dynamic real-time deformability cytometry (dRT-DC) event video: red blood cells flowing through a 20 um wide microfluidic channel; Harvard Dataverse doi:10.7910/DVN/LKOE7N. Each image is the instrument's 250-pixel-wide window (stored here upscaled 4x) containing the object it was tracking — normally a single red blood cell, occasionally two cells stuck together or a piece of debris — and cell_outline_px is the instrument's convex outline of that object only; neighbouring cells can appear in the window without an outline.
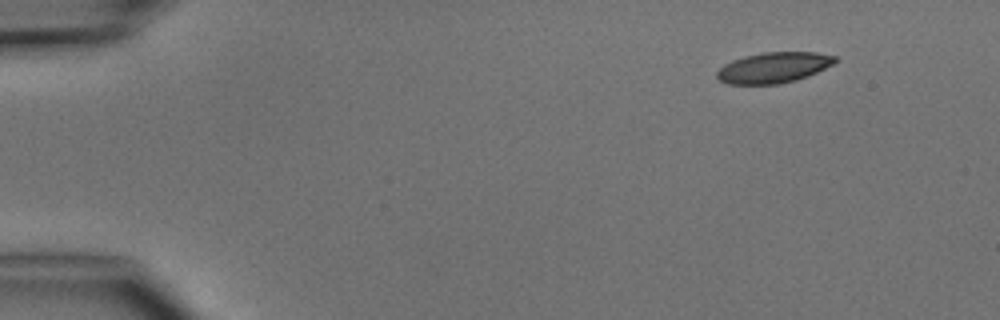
{"species": "common noctule bat (a hibernating species)", "species_latin": "Nyctalus noctula", "temperature_condition": "cold", "stored_images_in_passage": 6, "camera_frame_rate_fps": 3000, "um_per_image_px": 0.085, "animal": {"sex": "male", "body_mass_g": 15.6}, "frame": {"image": 1, "passage_image": 1, "time_ms": 0.0, "image_size_px": [1000, 320], "cell_outline_px": [[836, 60], [832, 64], [808, 76], [796, 80], [780, 84], [728, 84], [720, 80], [716, 76], [716, 72], [724, 64], [732, 60], [744, 56], [764, 52], [816, 52], [836, 56]], "centroid_in_image_um": [65.73, 5.74], "position_along_channel_um": 19.3, "area_um2": 21.04}}
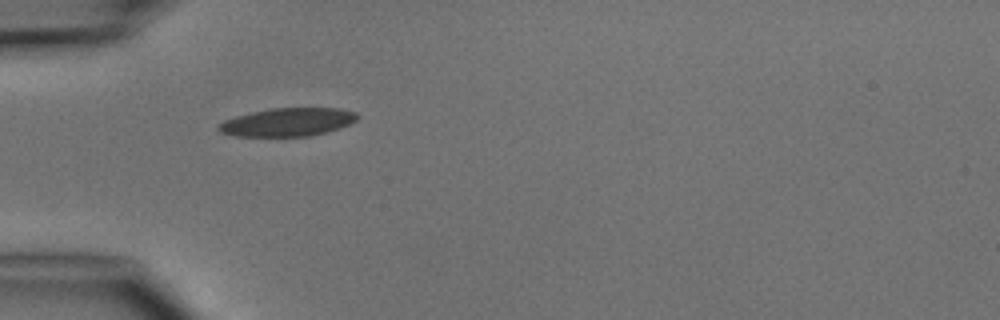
{"frame": {"image": 2, "passage_image": 4, "time_ms": 3.333, "image_size_px": [1000, 320], "cell_outline_px": [[360, 116], [356, 120], [340, 128], [328, 132], [308, 136], [236, 136], [220, 132], [216, 128], [224, 120], [236, 116], [252, 112], [272, 108], [340, 108], [356, 112]], "centroid_in_image_um": [24.47, 10.38], "position_along_channel_um": 60.5, "area_um2": 22.83}}
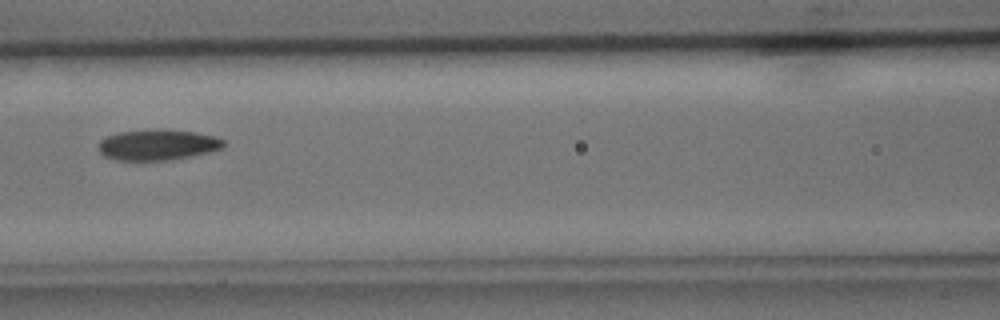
{"frame": {"image": 3, "passage_image": 6, "time_ms": 5.667, "image_size_px": [1000, 320], "cell_outline_px": [[224, 148], [192, 156], [172, 160], [116, 160], [104, 156], [100, 152], [96, 144], [100, 140], [108, 136], [120, 132], [160, 128], [192, 132], [216, 136], [224, 140]], "centroid_in_image_um": [13.39, 12.31], "position_along_channel_um": 153.2, "area_um2": 22.6}}